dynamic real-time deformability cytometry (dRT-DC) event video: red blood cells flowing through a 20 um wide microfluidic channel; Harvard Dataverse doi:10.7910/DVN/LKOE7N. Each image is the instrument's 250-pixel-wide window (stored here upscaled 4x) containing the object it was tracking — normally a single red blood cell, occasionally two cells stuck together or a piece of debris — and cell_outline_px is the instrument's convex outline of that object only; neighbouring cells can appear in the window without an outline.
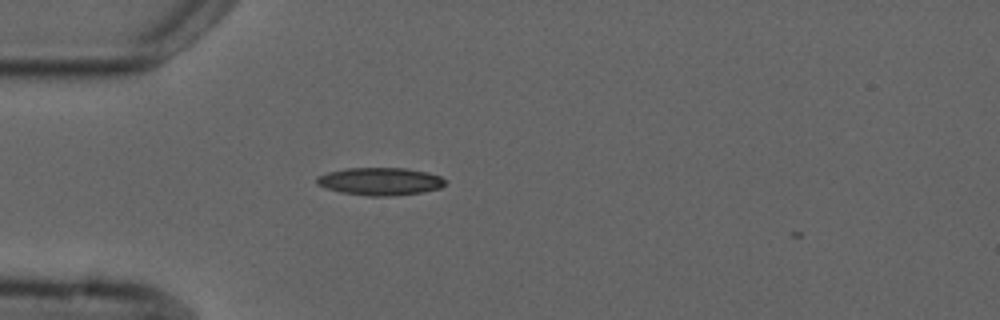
{"species": "common noctule bat (a hibernating species)", "species_latin": "Nyctalus noctula", "temperature_condition": "cold", "stored_images_in_passage": 1, "camera_frame_rate_fps": 3000, "um_per_image_px": 0.085, "animal": {"sex": "male", "forearm_length_mm": 52.5}, "frame": {"image": 1, "passage_image": 1, "time_ms": 0.0, "image_size_px": [1000, 320], "cell_outline_px": [[444, 184], [440, 188], [424, 192], [392, 196], [368, 196], [340, 192], [316, 184], [316, 176], [328, 172], [348, 168], [408, 168], [428, 172], [440, 176], [444, 180]], "centroid_in_image_um": [32.31, 15.42], "position_along_channel_um": 52.7, "area_um2": 20.75}}